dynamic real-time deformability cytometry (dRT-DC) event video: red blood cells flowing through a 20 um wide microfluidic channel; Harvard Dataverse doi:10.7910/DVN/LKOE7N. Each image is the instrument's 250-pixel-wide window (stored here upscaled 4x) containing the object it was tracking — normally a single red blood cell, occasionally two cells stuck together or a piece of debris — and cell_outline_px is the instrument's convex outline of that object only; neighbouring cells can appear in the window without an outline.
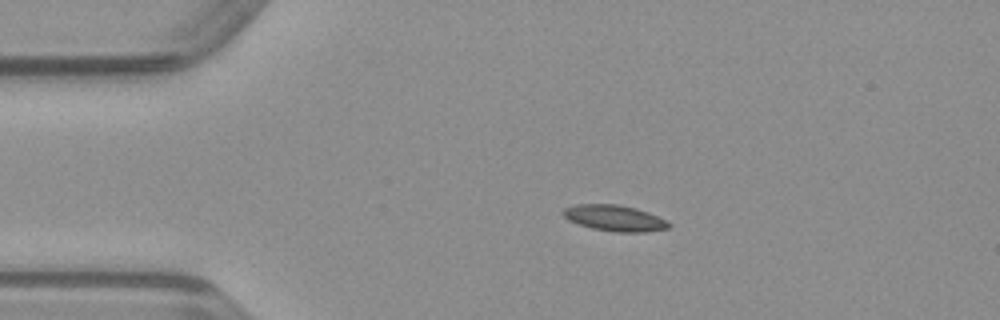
{"species": "common noctule bat (a hibernating species)", "species_latin": "Nyctalus noctula", "temperature_condition": "warm", "stored_images_in_passage": 42, "camera_frame_rate_fps": 3000, "um_per_image_px": 0.085, "animal": {"sex": "male", "body_mass_g": 23.1, "forearm_length_mm": 52.7}, "frame": {"image": 1, "passage_image": 2, "time_ms": 0.333, "image_size_px": [1000, 320], "cell_outline_px": [[672, 224], [668, 228], [644, 232], [616, 232], [592, 228], [568, 220], [560, 212], [564, 208], [576, 204], [620, 204], [636, 208], [648, 212], [668, 220]], "centroid_in_image_um": [52.25, 18.53], "position_along_channel_um": 32.7, "area_um2": 16.13}}
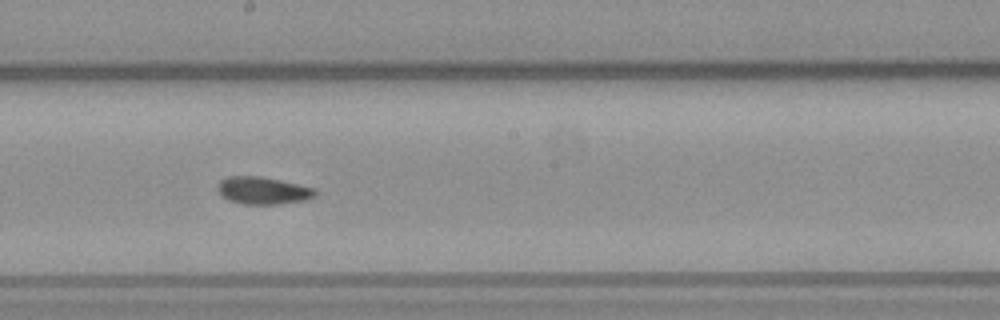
{"frame": {"image": 2, "passage_image": 19, "time_ms": 6.0, "image_size_px": [1000, 320], "cell_outline_px": [[316, 196], [304, 200], [276, 204], [244, 204], [228, 200], [216, 188], [220, 180], [228, 176], [260, 176], [280, 180], [316, 188]], "centroid_in_image_um": [22.35, 16.19], "position_along_channel_um": 225.8, "area_um2": 15.49}}
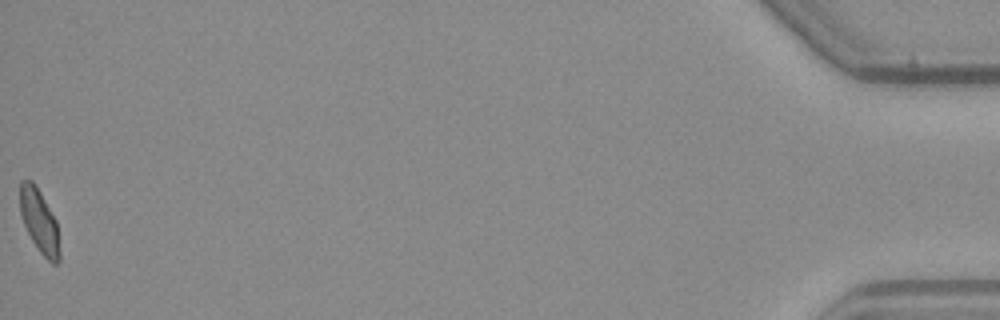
{"frame": {"image": 3, "passage_image": 42, "time_ms": 13.667, "image_size_px": [1000, 320], "cell_outline_px": [[60, 260], [56, 264], [52, 264], [40, 252], [32, 240], [24, 224], [20, 212], [20, 180], [32, 180], [40, 192], [56, 220], [60, 252]], "centroid_in_image_um": [3.35, 18.81], "position_along_channel_um": 431.9, "area_um2": 14.51}}